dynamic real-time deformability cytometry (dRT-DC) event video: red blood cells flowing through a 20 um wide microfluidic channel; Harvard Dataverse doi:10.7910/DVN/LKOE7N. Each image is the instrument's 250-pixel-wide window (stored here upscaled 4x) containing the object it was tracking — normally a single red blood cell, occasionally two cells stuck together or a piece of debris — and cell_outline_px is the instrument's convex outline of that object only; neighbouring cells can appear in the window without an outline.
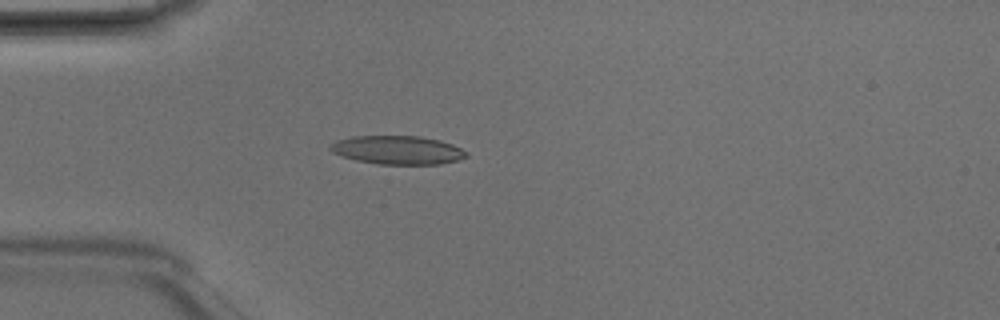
{"species": "Egyptian fruit bat (a non-hibernating species)", "species_latin": "Rousettus aegyptiacus", "temperature_condition": "room temperature", "stored_images_in_passage": 2, "camera_frame_rate_fps": 3000, "um_per_image_px": 0.085, "animal": {"sex": "male"}, "frame": {"image": 1, "passage_image": 2, "time_ms": 0.333, "image_size_px": [1000, 320], "cell_outline_px": [[468, 156], [456, 160], [440, 164], [380, 164], [356, 160], [332, 152], [328, 148], [336, 140], [352, 136], [420, 136], [440, 140], [452, 144], [468, 152]], "centroid_in_image_um": [33.8, 12.74], "position_along_channel_um": 51.2, "area_um2": 22.54}}